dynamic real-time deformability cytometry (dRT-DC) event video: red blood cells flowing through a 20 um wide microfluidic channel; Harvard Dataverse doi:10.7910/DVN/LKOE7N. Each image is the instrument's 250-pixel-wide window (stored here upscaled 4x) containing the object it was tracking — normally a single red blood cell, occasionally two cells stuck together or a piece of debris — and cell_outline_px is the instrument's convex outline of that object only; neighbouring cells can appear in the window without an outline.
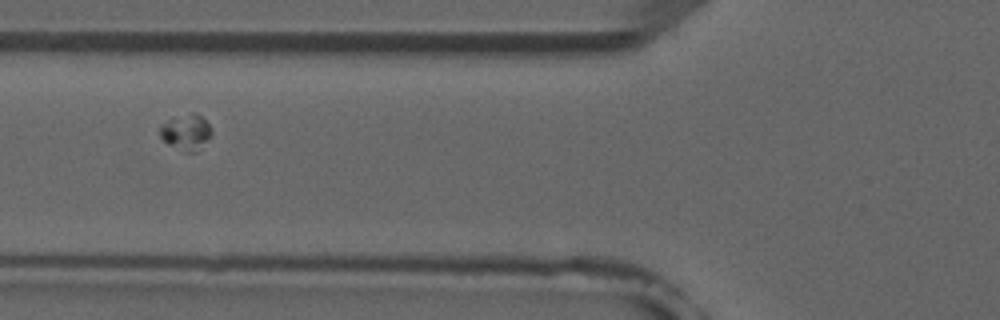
{"species": "common noctule bat (a hibernating species)", "species_latin": "Nyctalus noctula", "temperature_condition": "room temperature", "stored_images_in_passage": 42, "camera_frame_rate_fps": 3000, "um_per_image_px": 0.085, "animal": {"sex": "male", "forearm_length_mm": 52.5}, "frame": {"image": 1, "passage_image": 9, "time_ms": 2.667, "image_size_px": [1000, 320], "cell_outline_px": [[212, 136], [196, 152], [184, 152], [168, 144], [160, 136], [160, 128], [172, 116], [192, 112], [200, 116], [212, 128]], "centroid_in_image_um": [15.83, 11.23], "position_along_channel_um": 110.0, "area_um2": 10.81}}
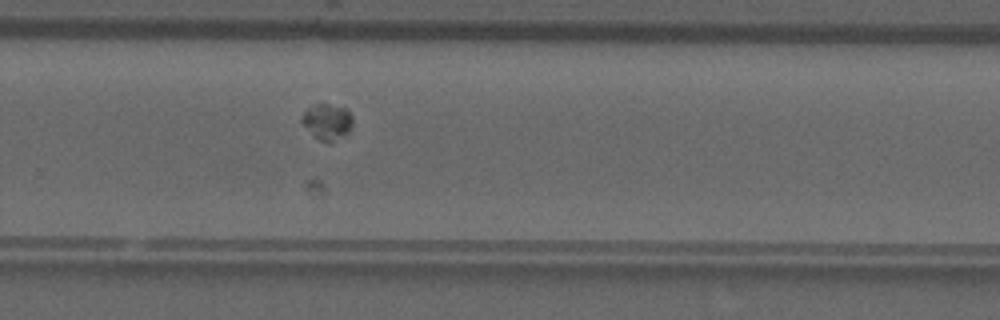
{"frame": {"image": 2, "passage_image": 24, "time_ms": 7.667, "image_size_px": [1000, 320], "cell_outline_px": [[352, 124], [348, 132], [332, 140], [320, 140], [300, 120], [304, 112], [308, 108], [316, 104], [328, 104], [348, 108], [352, 116]], "centroid_in_image_um": [27.84, 10.28], "position_along_channel_um": 302.0, "area_um2": 10.12}}
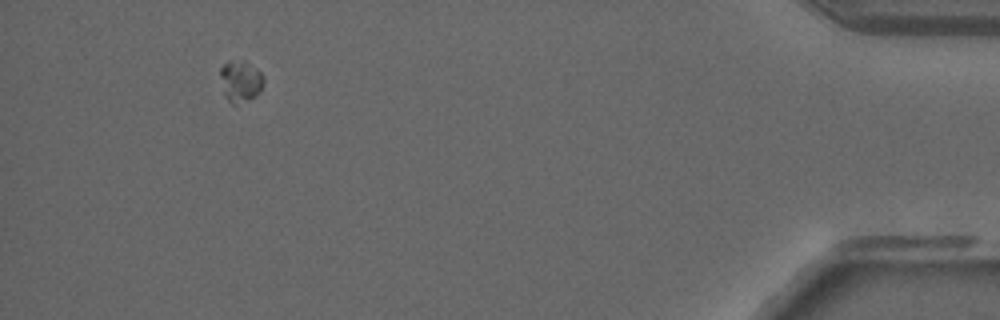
{"frame": {"image": 3, "passage_image": 38, "time_ms": 12.333, "image_size_px": [1000, 320], "cell_outline_px": [[264, 80], [260, 92], [248, 100], [232, 104], [224, 96], [220, 72], [220, 68], [228, 60], [244, 60], [260, 72]], "centroid_in_image_um": [20.42, 6.88], "position_along_channel_um": 414.8, "area_um2": 10.35}}